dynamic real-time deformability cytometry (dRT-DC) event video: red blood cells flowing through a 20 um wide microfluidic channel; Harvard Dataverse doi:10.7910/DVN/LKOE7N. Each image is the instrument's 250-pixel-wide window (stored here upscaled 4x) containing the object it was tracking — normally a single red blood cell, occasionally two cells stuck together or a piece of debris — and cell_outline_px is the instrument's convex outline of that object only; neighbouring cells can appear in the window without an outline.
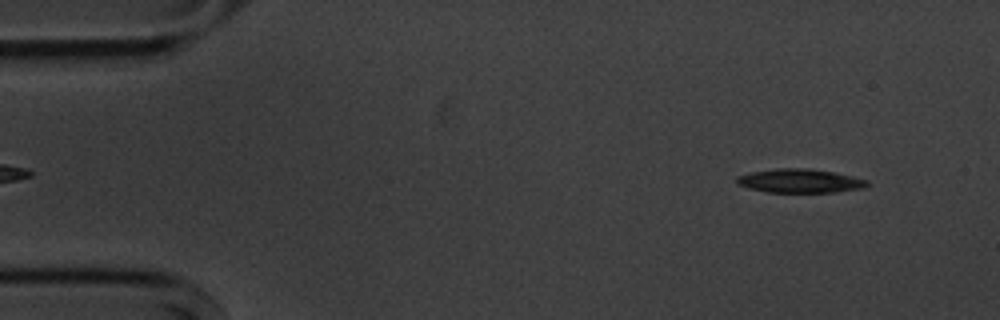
{"species": "common noctule bat (a hibernating species)", "species_latin": "Nyctalus noctula", "temperature_condition": "cold", "stored_images_in_passage": 47, "camera_frame_rate_fps": 3000, "um_per_image_px": 0.085, "animal": {"sex": "male", "body_mass_g": 20.1, "forearm_length_mm": 53.5}, "frame": {"image": 1, "passage_image": 4, "time_ms": 1.0, "image_size_px": [1000, 320], "cell_outline_px": [[868, 184], [864, 188], [836, 192], [768, 192], [748, 188], [736, 184], [736, 176], [752, 172], [776, 168], [808, 168], [836, 172], [868, 180]], "centroid_in_image_um": [67.99, 15.37], "position_along_channel_um": 17.0, "area_um2": 18.21}}
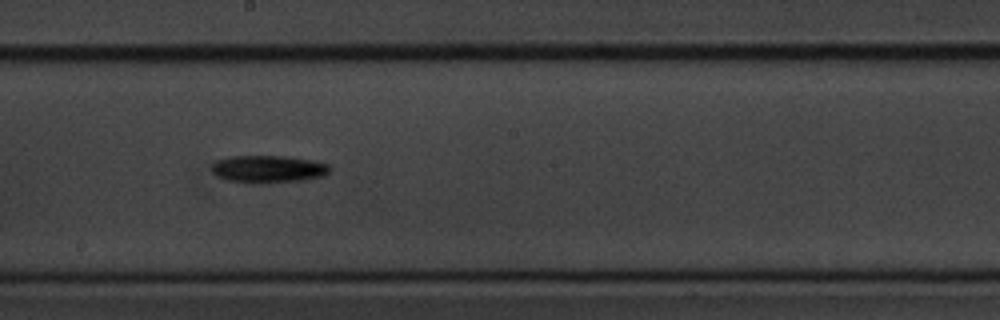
{"frame": {"image": 2, "passage_image": 29, "time_ms": 9.333, "image_size_px": [1000, 320], "cell_outline_px": [[332, 168], [324, 176], [304, 180], [260, 184], [252, 184], [224, 180], [216, 176], [212, 172], [212, 164], [216, 160], [228, 156], [288, 156], [312, 160], [328, 164]], "centroid_in_image_um": [22.77, 14.38], "position_along_channel_um": 225.4, "area_um2": 19.36}}
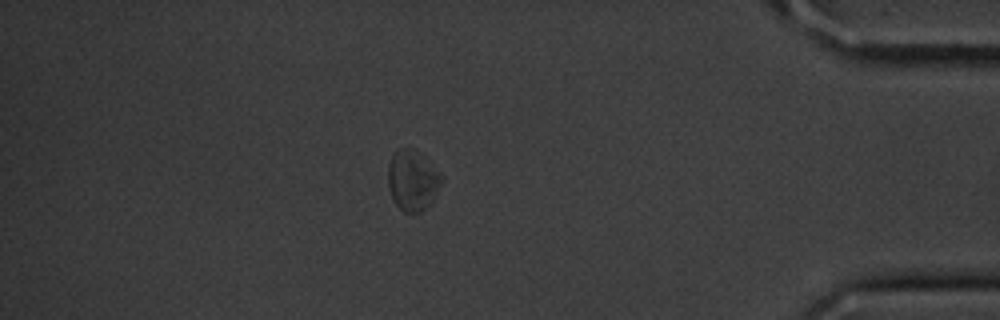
{"frame": {"image": 3, "passage_image": 47, "time_ms": 15.333, "image_size_px": [1000, 320], "cell_outline_px": [[444, 180], [436, 196], [420, 212], [404, 212], [396, 204], [388, 188], [388, 164], [396, 148], [412, 148], [420, 152], [428, 160]], "centroid_in_image_um": [35.06, 15.3], "position_along_channel_um": 400.1, "area_um2": 18.84}, "authors_computed_cell_mechanics": {"area_um2": 17.8024, "velocity_mm_per_s": 3.565, "shape_relaxation_time_tau1_ms": 1.0668, "shape_relaxation_time_tau2_ms": null, "deformation_change_tau1": 0.0809, "deformation_change_tau2": null}}